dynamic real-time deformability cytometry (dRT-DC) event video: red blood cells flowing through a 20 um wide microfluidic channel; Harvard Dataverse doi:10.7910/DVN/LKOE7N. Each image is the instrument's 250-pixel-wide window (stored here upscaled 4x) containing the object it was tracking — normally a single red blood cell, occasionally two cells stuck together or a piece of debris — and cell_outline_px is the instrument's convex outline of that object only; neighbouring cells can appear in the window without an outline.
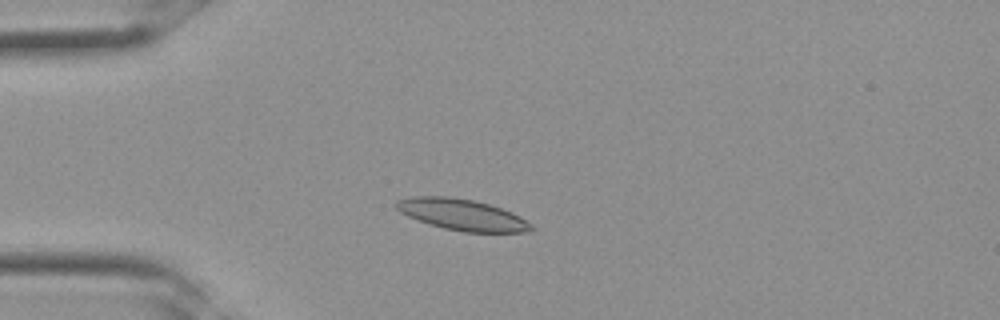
{"species": "Egyptian fruit bat (a non-hibernating species)", "species_latin": "Rousettus aegyptiacus", "temperature_condition": "room temperature", "stored_images_in_passage": 32, "camera_frame_rate_fps": 3000, "um_per_image_px": 0.085, "frame": {"image": 1, "passage_image": 7, "time_ms": 2.0, "image_size_px": [1000, 320], "cell_outline_px": [[536, 228], [528, 232], [464, 232], [444, 228], [428, 224], [408, 216], [400, 212], [396, 208], [396, 200], [412, 196], [448, 196], [472, 200], [488, 204], [512, 212], [520, 216], [532, 224]], "centroid_in_image_um": [39.29, 18.25], "position_along_channel_um": 45.7, "area_um2": 24.57}}
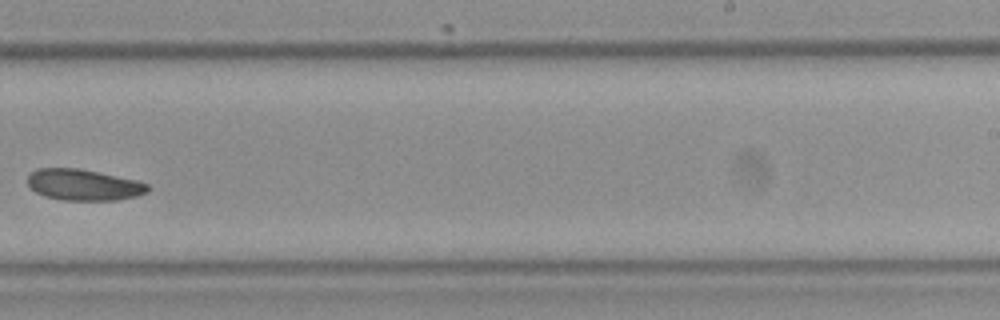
{"frame": {"image": 2, "passage_image": 20, "time_ms": 6.333, "image_size_px": [1000, 320], "cell_outline_px": [[148, 192], [136, 196], [116, 200], [64, 200], [44, 196], [36, 192], [28, 184], [28, 176], [36, 168], [76, 168], [136, 180], [148, 184]], "centroid_in_image_um": [7.09, 15.71], "position_along_channel_um": 281.9, "area_um2": 21.56}}
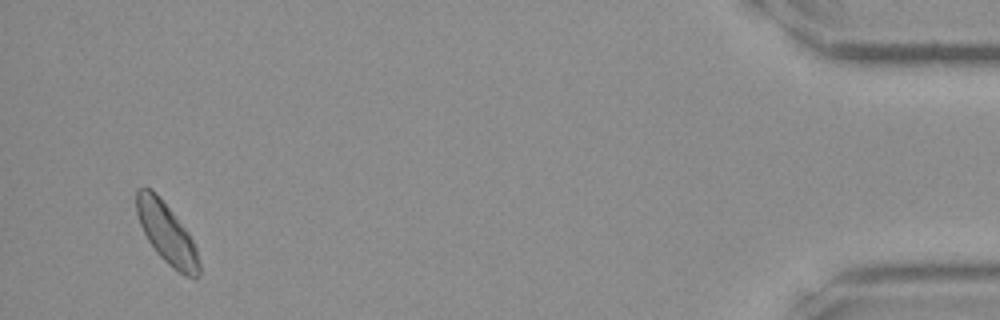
{"frame": {"image": 3, "passage_image": 31, "time_ms": 10.0, "image_size_px": [1000, 320], "cell_outline_px": [[200, 276], [196, 280], [184, 276], [172, 268], [156, 252], [148, 240], [140, 224], [136, 212], [136, 188], [148, 188], [156, 192], [188, 232], [196, 248], [200, 264]], "centroid_in_image_um": [14.19, 19.88], "position_along_channel_um": 421.0, "area_um2": 22.14}}